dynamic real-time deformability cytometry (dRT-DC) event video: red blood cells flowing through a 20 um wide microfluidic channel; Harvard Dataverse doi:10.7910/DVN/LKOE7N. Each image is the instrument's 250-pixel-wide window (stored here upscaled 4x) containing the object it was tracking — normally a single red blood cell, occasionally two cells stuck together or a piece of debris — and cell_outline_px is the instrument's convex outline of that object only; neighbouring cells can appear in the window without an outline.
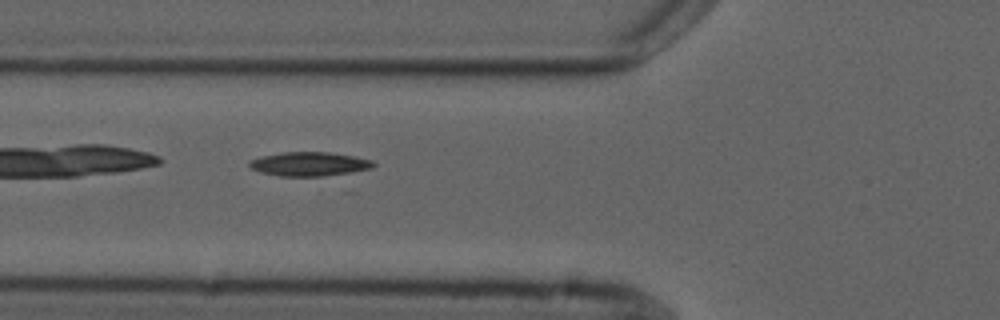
{"species": "common noctule bat (a hibernating species)", "species_latin": "Nyctalus noctula", "temperature_condition": "cold", "stored_images_in_passage": 3, "camera_frame_rate_fps": 3000, "um_per_image_px": 0.085, "animal": {"sex": "male", "forearm_length_mm": 52.5}, "frame": {"image": 1, "passage_image": 3, "time_ms": 3.0, "image_size_px": [1000, 320], "cell_outline_px": [[376, 164], [372, 168], [324, 176], [280, 176], [260, 172], [252, 168], [248, 164], [248, 160], [260, 156], [284, 152], [328, 152], [356, 156], [372, 160]], "centroid_in_image_um": [26.27, 13.93], "position_along_channel_um": 99.5, "area_um2": 17.34}}